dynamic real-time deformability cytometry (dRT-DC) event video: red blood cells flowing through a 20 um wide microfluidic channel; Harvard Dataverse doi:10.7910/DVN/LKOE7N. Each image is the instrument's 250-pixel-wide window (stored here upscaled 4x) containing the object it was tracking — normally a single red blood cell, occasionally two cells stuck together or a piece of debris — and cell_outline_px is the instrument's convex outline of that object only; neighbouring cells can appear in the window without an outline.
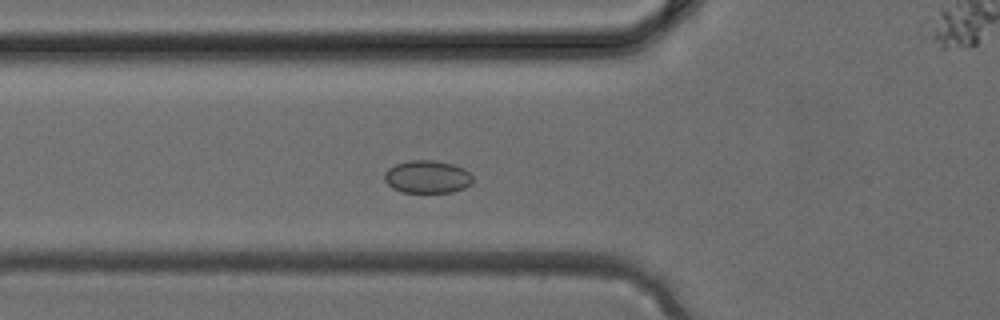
{"species": "common noctule bat (a hibernating species)", "species_latin": "Nyctalus noctula", "temperature_condition": "cold", "stored_images_in_passage": 36, "camera_frame_rate_fps": 3000, "um_per_image_px": 0.085, "animal": {"sex": "female", "body_mass_g": 24.6, "forearm_length_mm": 56.2}, "frame": {"image": 1, "passage_image": 11, "time_ms": 3.333, "image_size_px": [1000, 320], "cell_outline_px": [[472, 184], [464, 188], [452, 192], [400, 192], [392, 188], [384, 180], [384, 172], [388, 168], [396, 164], [408, 160], [432, 160], [452, 164], [464, 168], [472, 176]], "centroid_in_image_um": [36.3, 15.03], "position_along_channel_um": 89.5, "area_um2": 16.94}}
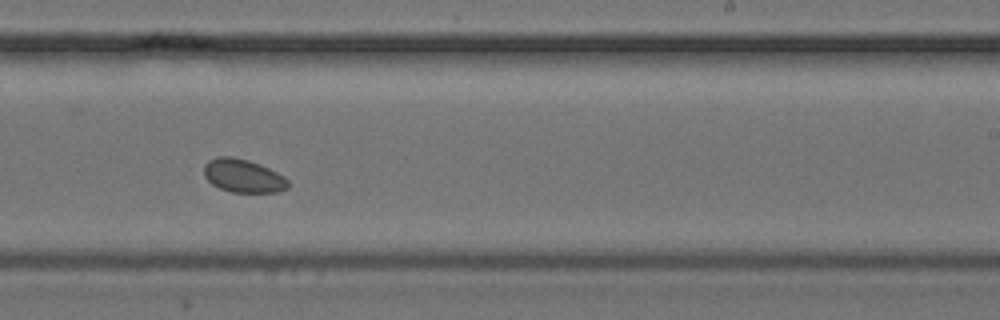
{"frame": {"image": 2, "passage_image": 21, "time_ms": 6.667, "image_size_px": [1000, 320], "cell_outline_px": [[288, 188], [276, 192], [232, 192], [220, 188], [212, 184], [204, 176], [204, 164], [208, 160], [220, 156], [232, 156], [248, 160], [260, 164], [284, 176], [288, 180]], "centroid_in_image_um": [20.65, 14.94], "position_along_channel_um": 268.3, "area_um2": 16.3}}
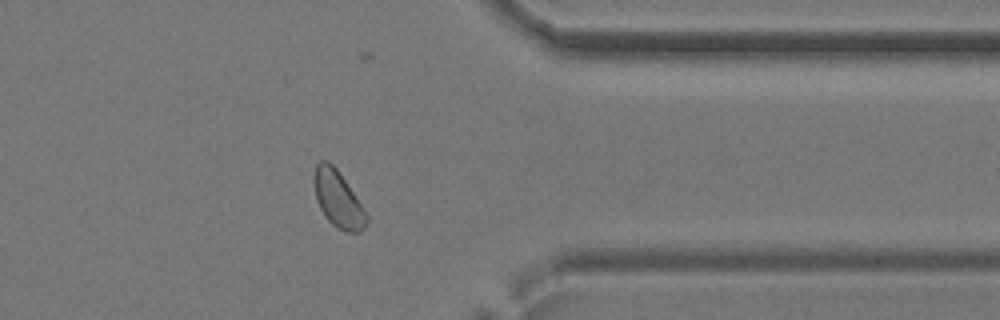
{"frame": {"image": 3, "passage_image": 28, "time_ms": 9.0, "image_size_px": [1000, 320], "cell_outline_px": [[368, 220], [364, 228], [360, 232], [348, 232], [336, 228], [328, 220], [320, 208], [316, 196], [312, 176], [316, 164], [320, 160], [328, 160], [336, 168], [364, 208], [368, 216]], "centroid_in_image_um": [28.72, 16.92], "position_along_channel_um": 382.7, "area_um2": 17.22}}